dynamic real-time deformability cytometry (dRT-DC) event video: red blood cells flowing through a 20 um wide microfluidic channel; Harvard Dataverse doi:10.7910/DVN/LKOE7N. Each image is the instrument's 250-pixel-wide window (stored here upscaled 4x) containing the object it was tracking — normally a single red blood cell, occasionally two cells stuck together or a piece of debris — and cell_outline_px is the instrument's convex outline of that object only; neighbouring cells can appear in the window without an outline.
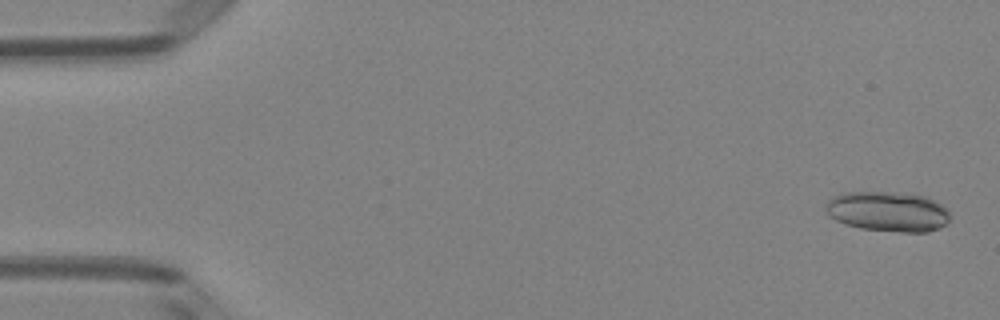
{"species": "Egyptian fruit bat (a non-hibernating species)", "species_latin": "Rousettus aegyptiacus", "temperature_condition": "room temperature", "stored_images_in_passage": 4, "camera_frame_rate_fps": 3000, "um_per_image_px": 0.085, "animal": {"sex": "female"}, "frame": {"image": 1, "passage_image": 1, "time_ms": 0.0, "image_size_px": [1000, 320], "cell_outline_px": [[948, 224], [940, 228], [928, 232], [900, 232], [860, 228], [844, 224], [836, 220], [824, 208], [824, 204], [832, 196], [840, 192], [912, 192], [928, 196], [936, 200], [948, 208]], "centroid_in_image_um": [75.5, 17.95], "position_along_channel_um": 9.5, "area_um2": 29.71}}
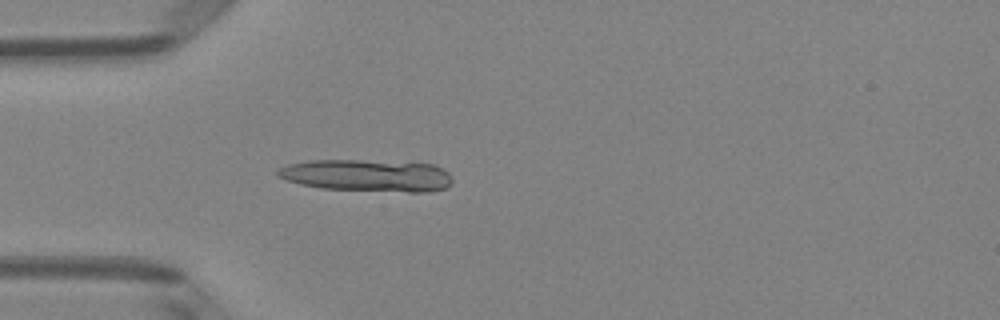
{"frame": {"image": 2, "passage_image": 4, "time_ms": 1.0, "image_size_px": [1000, 320], "cell_outline_px": [[452, 184], [448, 188], [432, 192], [408, 192], [320, 188], [300, 184], [276, 176], [276, 172], [280, 168], [288, 164], [308, 160], [356, 160], [436, 164], [448, 172], [452, 176]], "centroid_in_image_um": [31.26, 14.92], "position_along_channel_um": 53.7, "area_um2": 32.89}}